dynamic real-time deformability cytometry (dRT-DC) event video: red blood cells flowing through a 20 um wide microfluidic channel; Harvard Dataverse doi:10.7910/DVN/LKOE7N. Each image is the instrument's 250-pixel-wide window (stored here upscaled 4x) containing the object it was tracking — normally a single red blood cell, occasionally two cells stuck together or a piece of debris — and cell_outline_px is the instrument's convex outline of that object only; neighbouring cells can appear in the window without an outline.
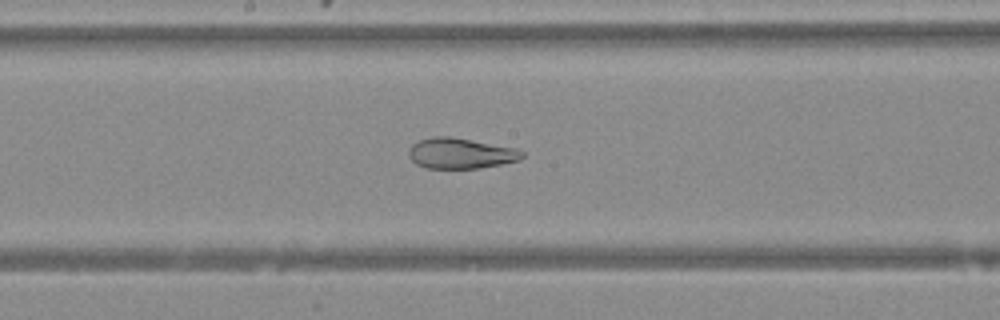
{"species": "Egyptian fruit bat (a non-hibernating species)", "species_latin": "Rousettus aegyptiacus", "temperature_condition": "warm", "stored_images_in_passage": 47, "camera_frame_rate_fps": 3000, "um_per_image_px": 0.085, "animal": {"sex": "female"}, "frame": {"image": 1, "passage_image": 25, "time_ms": 8.0, "image_size_px": [1000, 320], "cell_outline_px": [[524, 156], [520, 160], [480, 168], [424, 168], [416, 164], [408, 156], [408, 148], [412, 144], [420, 140], [432, 136], [448, 136], [516, 148], [524, 152]], "centroid_in_image_um": [39.12, 13.03], "position_along_channel_um": 209.1, "area_um2": 20.23}}
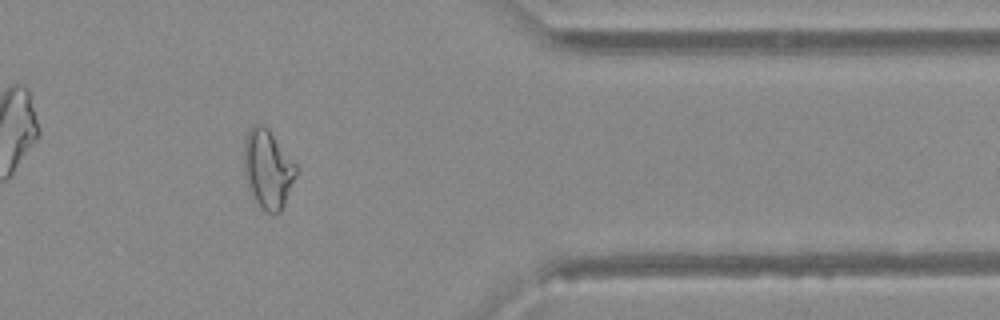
{"frame": {"image": 2, "passage_image": 39, "time_ms": 12.667, "image_size_px": [1000, 320], "cell_outline_px": [[296, 176], [284, 204], [280, 212], [272, 216], [264, 212], [252, 200], [244, 172], [244, 136], [248, 128], [252, 124], [264, 124], [268, 128], [296, 164]], "centroid_in_image_um": [22.73, 14.38], "position_along_channel_um": 388.7, "area_um2": 24.45}}
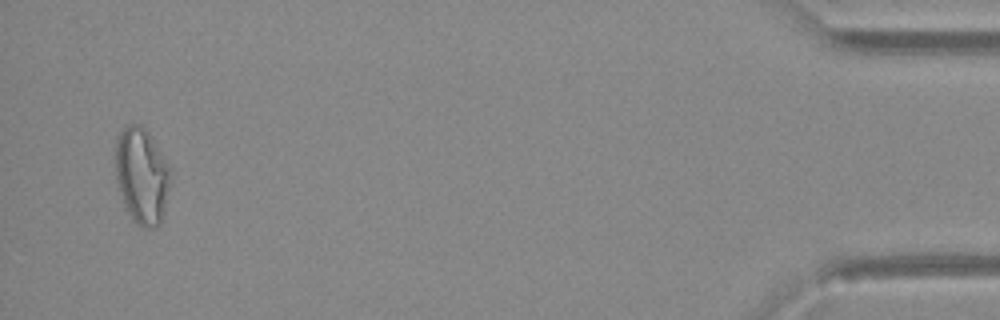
{"frame": {"image": 3, "passage_image": 46, "time_ms": 15.0, "image_size_px": [1000, 320], "cell_outline_px": [[168, 188], [164, 212], [160, 224], [156, 228], [144, 228], [132, 220], [124, 208], [116, 180], [116, 136], [128, 124], [140, 124], [148, 132], [168, 164]], "centroid_in_image_um": [12.01, 14.97], "position_along_channel_um": 423.2, "area_um2": 30.58}}